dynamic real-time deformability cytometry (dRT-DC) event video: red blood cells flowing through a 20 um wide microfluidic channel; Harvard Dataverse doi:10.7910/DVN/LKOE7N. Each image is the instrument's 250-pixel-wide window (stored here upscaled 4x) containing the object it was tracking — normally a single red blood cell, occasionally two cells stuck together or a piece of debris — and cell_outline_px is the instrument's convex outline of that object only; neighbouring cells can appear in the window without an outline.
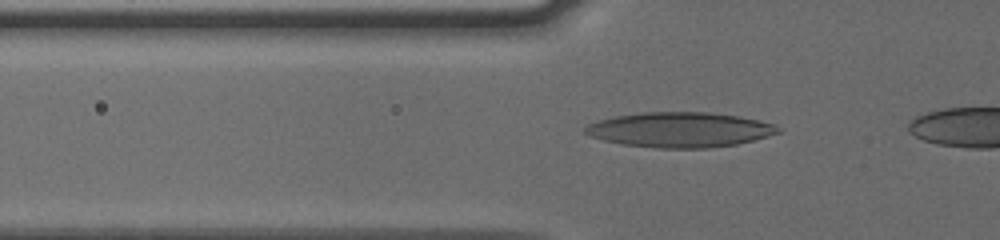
{"species": "human", "species_latin": "Homo sapiens", "temperature_condition": "cold", "stored_images_in_passage": 32, "camera_frame_rate_fps": 3000, "um_per_image_px": 0.085, "donor": {"sex": "male"}, "frame": {"image": 1, "passage_image": 3, "time_ms": 0.667, "image_size_px": [1000, 240], "cell_outline_px": [[780, 132], [768, 136], [736, 144], [708, 148], [656, 148], [624, 144], [604, 140], [592, 136], [584, 132], [584, 128], [588, 124], [612, 116], [644, 112], [708, 112], [740, 116], [772, 124], [780, 128]], "centroid_in_image_um": [57.77, 11.02], "position_along_channel_um": 68.0, "area_um2": 39.13}}
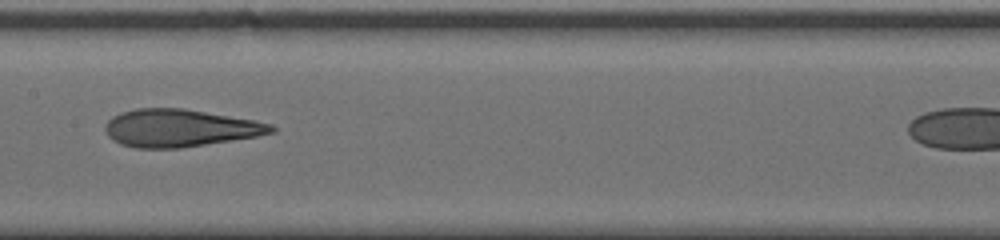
{"frame": {"image": 2, "passage_image": 13, "time_ms": 4.0, "image_size_px": [1000, 240], "cell_outline_px": [[276, 132], [256, 136], [180, 148], [136, 148], [120, 144], [112, 140], [108, 136], [104, 128], [104, 124], [112, 116], [120, 112], [136, 108], [184, 108], [252, 120], [272, 124], [276, 128]], "centroid_in_image_um": [15.23, 10.88], "position_along_channel_um": 192.2, "area_um2": 36.3}}
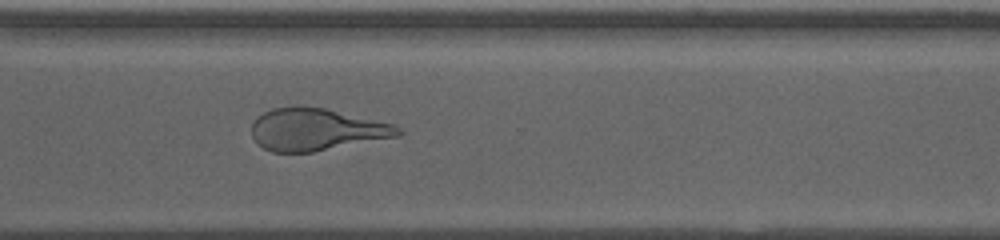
{"frame": {"image": 3, "passage_image": 25, "time_ms": 8.0, "image_size_px": [1000, 240], "cell_outline_px": [[404, 132], [400, 136], [312, 152], [272, 152], [264, 148], [252, 136], [252, 120], [256, 116], [272, 108], [296, 104], [300, 104], [324, 108], [392, 124], [400, 128]], "centroid_in_image_um": [26.85, 10.99], "position_along_channel_um": 343.8, "area_um2": 36.18}}